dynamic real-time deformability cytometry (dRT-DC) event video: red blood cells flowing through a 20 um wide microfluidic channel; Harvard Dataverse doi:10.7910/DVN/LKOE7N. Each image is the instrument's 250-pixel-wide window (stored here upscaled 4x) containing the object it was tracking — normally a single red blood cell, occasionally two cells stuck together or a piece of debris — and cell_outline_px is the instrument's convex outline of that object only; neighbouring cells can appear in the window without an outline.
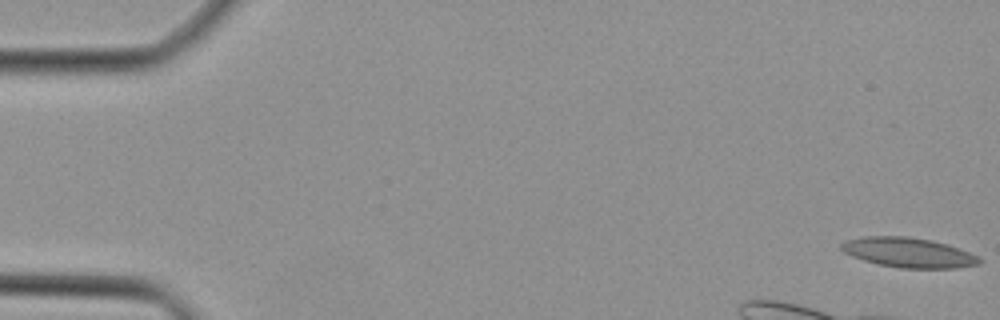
{"species": "Egyptian fruit bat (a non-hibernating species)", "species_latin": "Rousettus aegyptiacus", "temperature_condition": "cold", "stored_images_in_passage": 12, "camera_frame_rate_fps": 3000, "um_per_image_px": 0.085, "animal": {"sex": "female"}, "frame": {"image": 1, "passage_image": 1, "time_ms": 0.0, "image_size_px": [1000, 320], "cell_outline_px": [[980, 264], [956, 268], [900, 268], [880, 264], [864, 260], [852, 256], [844, 252], [840, 248], [840, 244], [844, 240], [864, 236], [908, 236], [932, 240], [948, 244], [980, 256]], "centroid_in_image_um": [77.22, 21.45], "position_along_channel_um": 7.8, "area_um2": 24.1}}